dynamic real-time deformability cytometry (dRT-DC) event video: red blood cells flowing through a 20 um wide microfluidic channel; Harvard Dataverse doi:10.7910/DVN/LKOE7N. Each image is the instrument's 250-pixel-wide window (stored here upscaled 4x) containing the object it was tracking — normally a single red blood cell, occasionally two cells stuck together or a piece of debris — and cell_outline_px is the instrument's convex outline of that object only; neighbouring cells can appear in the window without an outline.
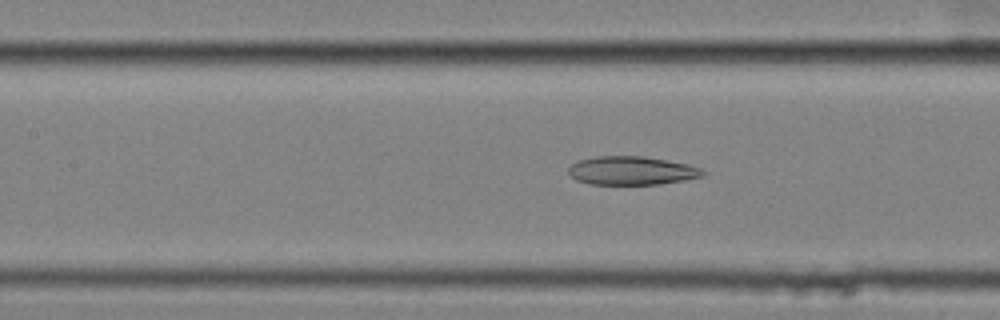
{"species": "common noctule bat (a hibernating species)", "species_latin": "Nyctalus noctula", "temperature_condition": "cold", "stored_images_in_passage": 53, "camera_frame_rate_fps": 3000, "um_per_image_px": 0.085, "animal": {"sex": "female", "body_mass_g": 25.1}, "frame": {"image": 1, "passage_image": 27, "time_ms": 8.667, "image_size_px": [1000, 320], "cell_outline_px": [[708, 172], [704, 176], [684, 180], [660, 184], [592, 184], [576, 180], [568, 172], [568, 168], [572, 164], [580, 160], [596, 156], [644, 156], [688, 164], [700, 168]], "centroid_in_image_um": [53.73, 14.5], "position_along_channel_um": 153.7, "area_um2": 22.31}}
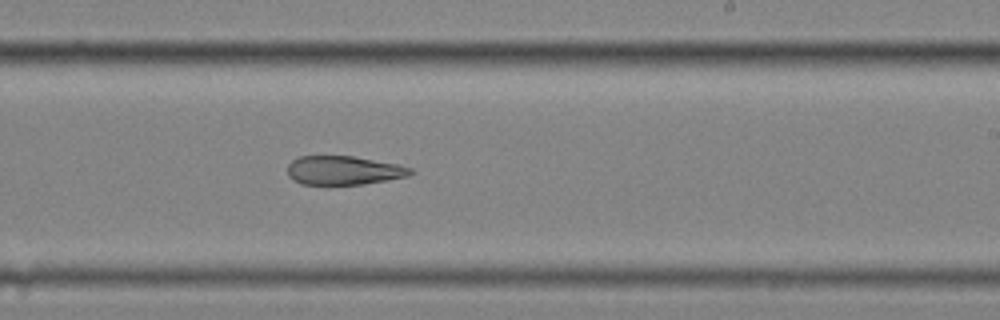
{"frame": {"image": 2, "passage_image": 36, "time_ms": 11.667, "image_size_px": [1000, 320], "cell_outline_px": [[416, 172], [408, 176], [388, 180], [364, 184], [300, 184], [292, 180], [288, 176], [288, 164], [292, 160], [300, 156], [352, 156], [396, 164], [412, 168]], "centroid_in_image_um": [29.21, 14.49], "position_along_channel_um": 259.8, "area_um2": 20.69}}
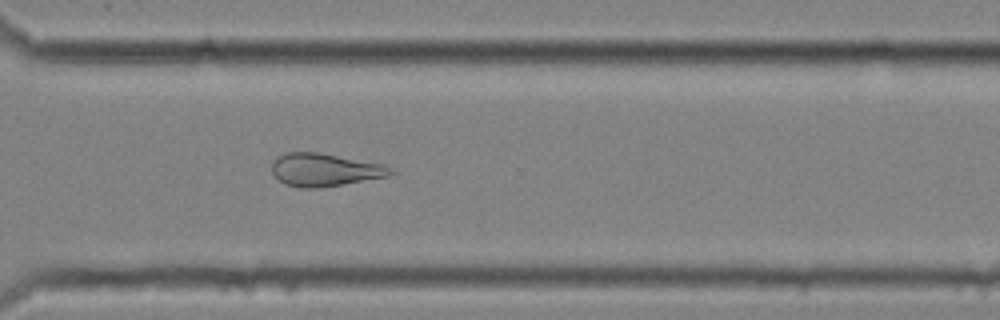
{"frame": {"image": 3, "passage_image": 43, "time_ms": 14.0, "image_size_px": [1000, 320], "cell_outline_px": [[396, 172], [388, 176], [344, 184], [320, 188], [300, 188], [284, 184], [272, 172], [272, 164], [276, 156], [288, 152], [320, 152], [384, 164], [392, 168]], "centroid_in_image_um": [27.61, 14.43], "position_along_channel_um": 343.0, "area_um2": 22.95}}